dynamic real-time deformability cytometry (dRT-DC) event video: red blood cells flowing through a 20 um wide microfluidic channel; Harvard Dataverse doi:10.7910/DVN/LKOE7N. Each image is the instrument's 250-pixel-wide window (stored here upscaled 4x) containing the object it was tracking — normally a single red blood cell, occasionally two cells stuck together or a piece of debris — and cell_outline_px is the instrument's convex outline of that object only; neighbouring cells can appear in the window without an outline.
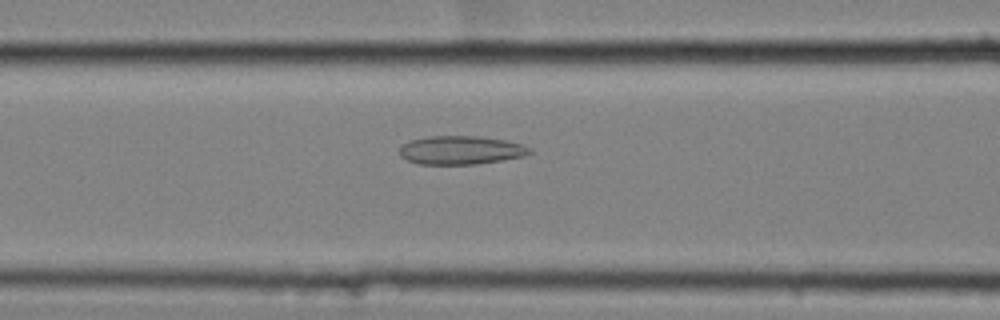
{"species": "common noctule bat (a hibernating species)", "species_latin": "Nyctalus noctula", "temperature_condition": "cold", "stored_images_in_passage": 60, "camera_frame_rate_fps": 3000, "um_per_image_px": 0.085, "animal": {"sex": "female", "body_mass_g": 25.1}, "frame": {"image": 1, "passage_image": 26, "time_ms": 8.333, "image_size_px": [1000, 320], "cell_outline_px": [[532, 152], [524, 156], [476, 164], [416, 164], [400, 156], [400, 148], [404, 144], [412, 140], [428, 136], [480, 136], [504, 140], [520, 144], [532, 148]], "centroid_in_image_um": [39.17, 12.76], "position_along_channel_um": 127.4, "area_um2": 21.5}}
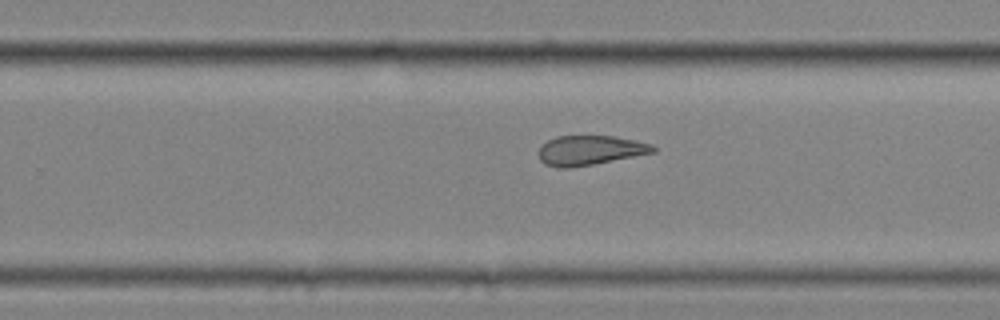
{"frame": {"image": 2, "passage_image": 39, "time_ms": 12.667, "image_size_px": [1000, 320], "cell_outline_px": [[656, 152], [592, 164], [568, 168], [560, 168], [544, 164], [540, 160], [540, 148], [548, 140], [556, 136], [612, 136], [652, 144], [656, 148]], "centroid_in_image_um": [50.15, 12.77], "position_along_channel_um": 279.7, "area_um2": 19.42}}
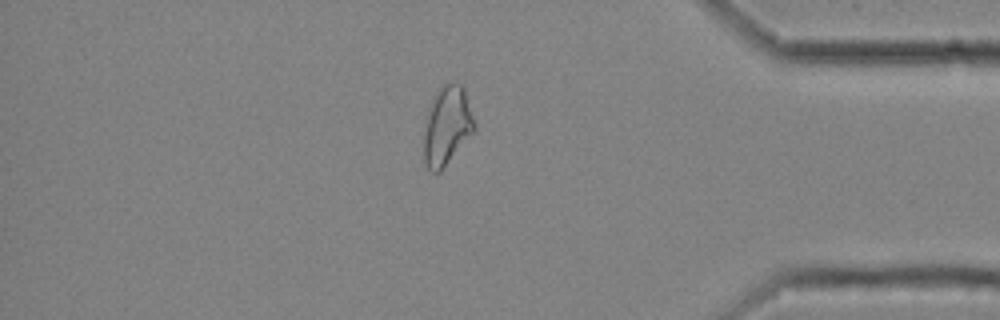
{"frame": {"image": 3, "passage_image": 51, "time_ms": 16.667, "image_size_px": [1000, 320], "cell_outline_px": [[476, 128], [440, 172], [432, 172], [428, 168], [424, 160], [424, 136], [428, 112], [436, 92], [448, 80], [456, 80], [464, 88], [476, 124]], "centroid_in_image_um": [38.01, 10.65], "position_along_channel_um": 397.2, "area_um2": 23.0}}